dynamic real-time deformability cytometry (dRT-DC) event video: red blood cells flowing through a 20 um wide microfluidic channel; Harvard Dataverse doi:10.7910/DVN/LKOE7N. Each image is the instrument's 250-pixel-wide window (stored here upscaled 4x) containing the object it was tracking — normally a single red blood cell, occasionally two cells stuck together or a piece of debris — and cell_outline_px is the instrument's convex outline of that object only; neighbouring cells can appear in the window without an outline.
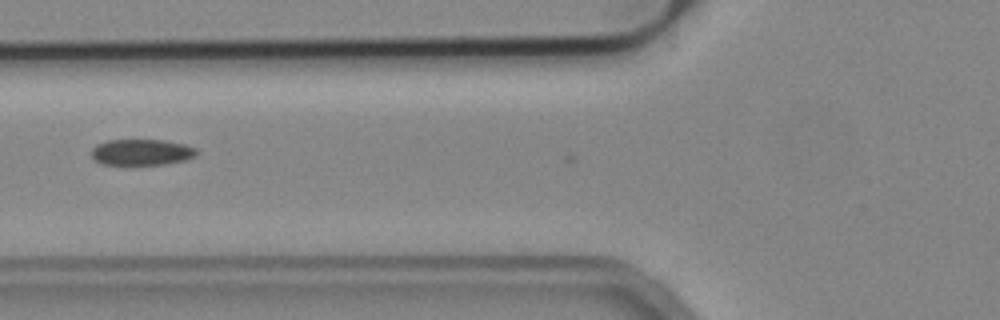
{"species": "common noctule bat (a hibernating species)", "species_latin": "Nyctalus noctula", "temperature_condition": "cold", "stored_images_in_passage": 10, "camera_frame_rate_fps": 3000, "um_per_image_px": 0.085, "animal": {"sex": "male", "body_mass_g": 19.2, "forearm_length_mm": 51.8}, "frame": {"image": 1, "passage_image": 2, "time_ms": 0.333, "image_size_px": [1000, 320], "cell_outline_px": [[200, 152], [196, 156], [184, 160], [164, 164], [100, 164], [92, 160], [92, 148], [96, 144], [108, 140], [164, 140], [184, 144], [196, 148]], "centroid_in_image_um": [12.03, 12.93], "position_along_channel_um": 113.8, "area_um2": 16.07}}
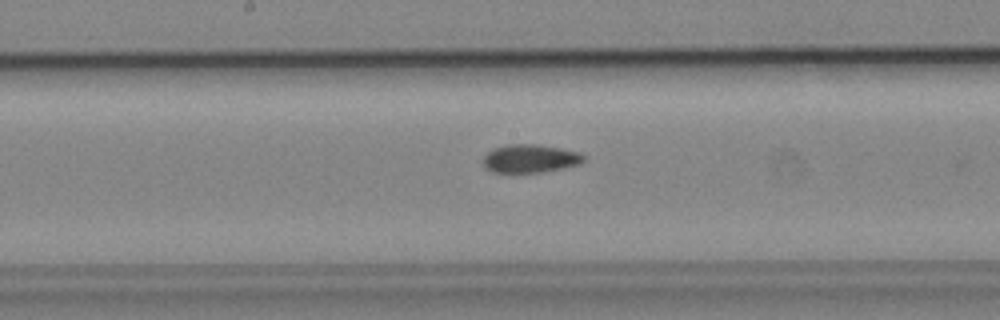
{"frame": {"image": 2, "passage_image": 9, "time_ms": 2.667, "image_size_px": [1000, 320], "cell_outline_px": [[584, 160], [580, 164], [564, 168], [540, 172], [492, 172], [484, 168], [484, 156], [492, 148], [508, 144], [536, 144], [560, 148], [580, 152], [584, 156]], "centroid_in_image_um": [45.06, 13.47], "position_along_channel_um": 203.1, "area_um2": 16.59}}